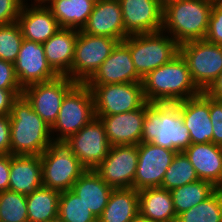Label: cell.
I'll list each match as a JSON object with an SVG mask.
<instances>
[{
    "label": "cell",
    "instance_id": "cell-20",
    "mask_svg": "<svg viewBox=\"0 0 222 222\" xmlns=\"http://www.w3.org/2000/svg\"><path fill=\"white\" fill-rule=\"evenodd\" d=\"M184 125L189 130L191 143L212 142L213 125L209 111V96L205 92L176 103Z\"/></svg>",
    "mask_w": 222,
    "mask_h": 222
},
{
    "label": "cell",
    "instance_id": "cell-12",
    "mask_svg": "<svg viewBox=\"0 0 222 222\" xmlns=\"http://www.w3.org/2000/svg\"><path fill=\"white\" fill-rule=\"evenodd\" d=\"M64 143L86 169L93 170L104 160L111 148L104 125L97 117Z\"/></svg>",
    "mask_w": 222,
    "mask_h": 222
},
{
    "label": "cell",
    "instance_id": "cell-43",
    "mask_svg": "<svg viewBox=\"0 0 222 222\" xmlns=\"http://www.w3.org/2000/svg\"><path fill=\"white\" fill-rule=\"evenodd\" d=\"M205 93L214 100L222 101V72Z\"/></svg>",
    "mask_w": 222,
    "mask_h": 222
},
{
    "label": "cell",
    "instance_id": "cell-21",
    "mask_svg": "<svg viewBox=\"0 0 222 222\" xmlns=\"http://www.w3.org/2000/svg\"><path fill=\"white\" fill-rule=\"evenodd\" d=\"M17 23L24 39L38 43L46 42L60 29L57 20L45 4L29 5L24 2Z\"/></svg>",
    "mask_w": 222,
    "mask_h": 222
},
{
    "label": "cell",
    "instance_id": "cell-30",
    "mask_svg": "<svg viewBox=\"0 0 222 222\" xmlns=\"http://www.w3.org/2000/svg\"><path fill=\"white\" fill-rule=\"evenodd\" d=\"M218 188L212 183L198 180L170 191L175 213L178 216L210 197Z\"/></svg>",
    "mask_w": 222,
    "mask_h": 222
},
{
    "label": "cell",
    "instance_id": "cell-40",
    "mask_svg": "<svg viewBox=\"0 0 222 222\" xmlns=\"http://www.w3.org/2000/svg\"><path fill=\"white\" fill-rule=\"evenodd\" d=\"M10 117L0 115V155L10 154Z\"/></svg>",
    "mask_w": 222,
    "mask_h": 222
},
{
    "label": "cell",
    "instance_id": "cell-19",
    "mask_svg": "<svg viewBox=\"0 0 222 222\" xmlns=\"http://www.w3.org/2000/svg\"><path fill=\"white\" fill-rule=\"evenodd\" d=\"M84 33L94 36H106L122 42L127 36L119 0H99L94 4Z\"/></svg>",
    "mask_w": 222,
    "mask_h": 222
},
{
    "label": "cell",
    "instance_id": "cell-47",
    "mask_svg": "<svg viewBox=\"0 0 222 222\" xmlns=\"http://www.w3.org/2000/svg\"><path fill=\"white\" fill-rule=\"evenodd\" d=\"M51 222H61L59 219H57V220H54V221H51Z\"/></svg>",
    "mask_w": 222,
    "mask_h": 222
},
{
    "label": "cell",
    "instance_id": "cell-33",
    "mask_svg": "<svg viewBox=\"0 0 222 222\" xmlns=\"http://www.w3.org/2000/svg\"><path fill=\"white\" fill-rule=\"evenodd\" d=\"M195 169L184 152H177L173 157L171 165L166 170L161 187L171 191L198 181Z\"/></svg>",
    "mask_w": 222,
    "mask_h": 222
},
{
    "label": "cell",
    "instance_id": "cell-42",
    "mask_svg": "<svg viewBox=\"0 0 222 222\" xmlns=\"http://www.w3.org/2000/svg\"><path fill=\"white\" fill-rule=\"evenodd\" d=\"M10 154L0 155V192L9 189Z\"/></svg>",
    "mask_w": 222,
    "mask_h": 222
},
{
    "label": "cell",
    "instance_id": "cell-13",
    "mask_svg": "<svg viewBox=\"0 0 222 222\" xmlns=\"http://www.w3.org/2000/svg\"><path fill=\"white\" fill-rule=\"evenodd\" d=\"M137 164L138 145H114L94 170L113 189H127L133 188Z\"/></svg>",
    "mask_w": 222,
    "mask_h": 222
},
{
    "label": "cell",
    "instance_id": "cell-32",
    "mask_svg": "<svg viewBox=\"0 0 222 222\" xmlns=\"http://www.w3.org/2000/svg\"><path fill=\"white\" fill-rule=\"evenodd\" d=\"M58 219L61 222H98L96 216L71 189L60 193Z\"/></svg>",
    "mask_w": 222,
    "mask_h": 222
},
{
    "label": "cell",
    "instance_id": "cell-27",
    "mask_svg": "<svg viewBox=\"0 0 222 222\" xmlns=\"http://www.w3.org/2000/svg\"><path fill=\"white\" fill-rule=\"evenodd\" d=\"M138 215V190L134 188L113 189L98 222H131Z\"/></svg>",
    "mask_w": 222,
    "mask_h": 222
},
{
    "label": "cell",
    "instance_id": "cell-15",
    "mask_svg": "<svg viewBox=\"0 0 222 222\" xmlns=\"http://www.w3.org/2000/svg\"><path fill=\"white\" fill-rule=\"evenodd\" d=\"M15 74L22 88L52 80L58 74L48 64L42 43L23 39L14 62Z\"/></svg>",
    "mask_w": 222,
    "mask_h": 222
},
{
    "label": "cell",
    "instance_id": "cell-3",
    "mask_svg": "<svg viewBox=\"0 0 222 222\" xmlns=\"http://www.w3.org/2000/svg\"><path fill=\"white\" fill-rule=\"evenodd\" d=\"M141 142L183 152L191 144L189 130L183 123L176 103H148Z\"/></svg>",
    "mask_w": 222,
    "mask_h": 222
},
{
    "label": "cell",
    "instance_id": "cell-2",
    "mask_svg": "<svg viewBox=\"0 0 222 222\" xmlns=\"http://www.w3.org/2000/svg\"><path fill=\"white\" fill-rule=\"evenodd\" d=\"M9 117L11 155H41L54 143L51 127L33 110L23 95L13 102Z\"/></svg>",
    "mask_w": 222,
    "mask_h": 222
},
{
    "label": "cell",
    "instance_id": "cell-29",
    "mask_svg": "<svg viewBox=\"0 0 222 222\" xmlns=\"http://www.w3.org/2000/svg\"><path fill=\"white\" fill-rule=\"evenodd\" d=\"M60 191L46 188L37 189L26 196L29 222H51L58 219Z\"/></svg>",
    "mask_w": 222,
    "mask_h": 222
},
{
    "label": "cell",
    "instance_id": "cell-46",
    "mask_svg": "<svg viewBox=\"0 0 222 222\" xmlns=\"http://www.w3.org/2000/svg\"><path fill=\"white\" fill-rule=\"evenodd\" d=\"M49 0H34V4H45L47 3Z\"/></svg>",
    "mask_w": 222,
    "mask_h": 222
},
{
    "label": "cell",
    "instance_id": "cell-38",
    "mask_svg": "<svg viewBox=\"0 0 222 222\" xmlns=\"http://www.w3.org/2000/svg\"><path fill=\"white\" fill-rule=\"evenodd\" d=\"M27 0H0V25L15 23Z\"/></svg>",
    "mask_w": 222,
    "mask_h": 222
},
{
    "label": "cell",
    "instance_id": "cell-39",
    "mask_svg": "<svg viewBox=\"0 0 222 222\" xmlns=\"http://www.w3.org/2000/svg\"><path fill=\"white\" fill-rule=\"evenodd\" d=\"M0 89L23 90L15 74L14 64L0 59Z\"/></svg>",
    "mask_w": 222,
    "mask_h": 222
},
{
    "label": "cell",
    "instance_id": "cell-35",
    "mask_svg": "<svg viewBox=\"0 0 222 222\" xmlns=\"http://www.w3.org/2000/svg\"><path fill=\"white\" fill-rule=\"evenodd\" d=\"M23 39L17 22L0 25V59L14 64Z\"/></svg>",
    "mask_w": 222,
    "mask_h": 222
},
{
    "label": "cell",
    "instance_id": "cell-17",
    "mask_svg": "<svg viewBox=\"0 0 222 222\" xmlns=\"http://www.w3.org/2000/svg\"><path fill=\"white\" fill-rule=\"evenodd\" d=\"M136 72L129 48L119 42L109 57L100 65L86 85L142 83Z\"/></svg>",
    "mask_w": 222,
    "mask_h": 222
},
{
    "label": "cell",
    "instance_id": "cell-36",
    "mask_svg": "<svg viewBox=\"0 0 222 222\" xmlns=\"http://www.w3.org/2000/svg\"><path fill=\"white\" fill-rule=\"evenodd\" d=\"M205 40L222 45V3L215 2L212 6Z\"/></svg>",
    "mask_w": 222,
    "mask_h": 222
},
{
    "label": "cell",
    "instance_id": "cell-14",
    "mask_svg": "<svg viewBox=\"0 0 222 222\" xmlns=\"http://www.w3.org/2000/svg\"><path fill=\"white\" fill-rule=\"evenodd\" d=\"M176 153L175 150L140 142L133 188L141 190L149 187H161L165 172Z\"/></svg>",
    "mask_w": 222,
    "mask_h": 222
},
{
    "label": "cell",
    "instance_id": "cell-37",
    "mask_svg": "<svg viewBox=\"0 0 222 222\" xmlns=\"http://www.w3.org/2000/svg\"><path fill=\"white\" fill-rule=\"evenodd\" d=\"M209 111L213 125L212 143L222 146V101L209 97Z\"/></svg>",
    "mask_w": 222,
    "mask_h": 222
},
{
    "label": "cell",
    "instance_id": "cell-8",
    "mask_svg": "<svg viewBox=\"0 0 222 222\" xmlns=\"http://www.w3.org/2000/svg\"><path fill=\"white\" fill-rule=\"evenodd\" d=\"M179 53L201 92H205L222 72V45L205 39L192 40L180 44Z\"/></svg>",
    "mask_w": 222,
    "mask_h": 222
},
{
    "label": "cell",
    "instance_id": "cell-45",
    "mask_svg": "<svg viewBox=\"0 0 222 222\" xmlns=\"http://www.w3.org/2000/svg\"><path fill=\"white\" fill-rule=\"evenodd\" d=\"M175 1H179V0H159L162 7L166 6L167 4H169L171 2H175Z\"/></svg>",
    "mask_w": 222,
    "mask_h": 222
},
{
    "label": "cell",
    "instance_id": "cell-28",
    "mask_svg": "<svg viewBox=\"0 0 222 222\" xmlns=\"http://www.w3.org/2000/svg\"><path fill=\"white\" fill-rule=\"evenodd\" d=\"M92 0H49L45 5L51 10L60 28L82 30L92 13Z\"/></svg>",
    "mask_w": 222,
    "mask_h": 222
},
{
    "label": "cell",
    "instance_id": "cell-9",
    "mask_svg": "<svg viewBox=\"0 0 222 222\" xmlns=\"http://www.w3.org/2000/svg\"><path fill=\"white\" fill-rule=\"evenodd\" d=\"M118 43L117 39L89 35L79 30L71 67V80L86 83Z\"/></svg>",
    "mask_w": 222,
    "mask_h": 222
},
{
    "label": "cell",
    "instance_id": "cell-18",
    "mask_svg": "<svg viewBox=\"0 0 222 222\" xmlns=\"http://www.w3.org/2000/svg\"><path fill=\"white\" fill-rule=\"evenodd\" d=\"M146 103L139 109L109 116H96L104 125L111 146L138 145L141 142Z\"/></svg>",
    "mask_w": 222,
    "mask_h": 222
},
{
    "label": "cell",
    "instance_id": "cell-48",
    "mask_svg": "<svg viewBox=\"0 0 222 222\" xmlns=\"http://www.w3.org/2000/svg\"><path fill=\"white\" fill-rule=\"evenodd\" d=\"M216 2L222 3V0H215Z\"/></svg>",
    "mask_w": 222,
    "mask_h": 222
},
{
    "label": "cell",
    "instance_id": "cell-7",
    "mask_svg": "<svg viewBox=\"0 0 222 222\" xmlns=\"http://www.w3.org/2000/svg\"><path fill=\"white\" fill-rule=\"evenodd\" d=\"M42 184L57 191L72 189L87 170L64 142L52 143L41 155Z\"/></svg>",
    "mask_w": 222,
    "mask_h": 222
},
{
    "label": "cell",
    "instance_id": "cell-5",
    "mask_svg": "<svg viewBox=\"0 0 222 222\" xmlns=\"http://www.w3.org/2000/svg\"><path fill=\"white\" fill-rule=\"evenodd\" d=\"M122 42L142 78L179 54V44L164 31L129 35Z\"/></svg>",
    "mask_w": 222,
    "mask_h": 222
},
{
    "label": "cell",
    "instance_id": "cell-34",
    "mask_svg": "<svg viewBox=\"0 0 222 222\" xmlns=\"http://www.w3.org/2000/svg\"><path fill=\"white\" fill-rule=\"evenodd\" d=\"M0 222H29L25 195L10 190L0 192Z\"/></svg>",
    "mask_w": 222,
    "mask_h": 222
},
{
    "label": "cell",
    "instance_id": "cell-24",
    "mask_svg": "<svg viewBox=\"0 0 222 222\" xmlns=\"http://www.w3.org/2000/svg\"><path fill=\"white\" fill-rule=\"evenodd\" d=\"M78 35L79 30L60 28L51 38L42 43L46 60L58 75H66L71 79V67Z\"/></svg>",
    "mask_w": 222,
    "mask_h": 222
},
{
    "label": "cell",
    "instance_id": "cell-1",
    "mask_svg": "<svg viewBox=\"0 0 222 222\" xmlns=\"http://www.w3.org/2000/svg\"><path fill=\"white\" fill-rule=\"evenodd\" d=\"M142 85L148 103H178L201 93L180 53L168 63L149 72L142 79Z\"/></svg>",
    "mask_w": 222,
    "mask_h": 222
},
{
    "label": "cell",
    "instance_id": "cell-10",
    "mask_svg": "<svg viewBox=\"0 0 222 222\" xmlns=\"http://www.w3.org/2000/svg\"><path fill=\"white\" fill-rule=\"evenodd\" d=\"M93 95L95 115L109 116L141 108L147 101L142 83L87 85Z\"/></svg>",
    "mask_w": 222,
    "mask_h": 222
},
{
    "label": "cell",
    "instance_id": "cell-31",
    "mask_svg": "<svg viewBox=\"0 0 222 222\" xmlns=\"http://www.w3.org/2000/svg\"><path fill=\"white\" fill-rule=\"evenodd\" d=\"M176 222H222V189L177 216Z\"/></svg>",
    "mask_w": 222,
    "mask_h": 222
},
{
    "label": "cell",
    "instance_id": "cell-11",
    "mask_svg": "<svg viewBox=\"0 0 222 222\" xmlns=\"http://www.w3.org/2000/svg\"><path fill=\"white\" fill-rule=\"evenodd\" d=\"M75 84L76 82L68 76L58 75L52 80L24 87L22 95L43 121L52 127L57 120L66 93Z\"/></svg>",
    "mask_w": 222,
    "mask_h": 222
},
{
    "label": "cell",
    "instance_id": "cell-22",
    "mask_svg": "<svg viewBox=\"0 0 222 222\" xmlns=\"http://www.w3.org/2000/svg\"><path fill=\"white\" fill-rule=\"evenodd\" d=\"M199 180L222 189V146L209 143H191L184 151Z\"/></svg>",
    "mask_w": 222,
    "mask_h": 222
},
{
    "label": "cell",
    "instance_id": "cell-41",
    "mask_svg": "<svg viewBox=\"0 0 222 222\" xmlns=\"http://www.w3.org/2000/svg\"><path fill=\"white\" fill-rule=\"evenodd\" d=\"M23 90H3L0 89V115H9L13 102L21 96Z\"/></svg>",
    "mask_w": 222,
    "mask_h": 222
},
{
    "label": "cell",
    "instance_id": "cell-4",
    "mask_svg": "<svg viewBox=\"0 0 222 222\" xmlns=\"http://www.w3.org/2000/svg\"><path fill=\"white\" fill-rule=\"evenodd\" d=\"M215 0H179L163 7L162 31L179 45L205 39Z\"/></svg>",
    "mask_w": 222,
    "mask_h": 222
},
{
    "label": "cell",
    "instance_id": "cell-26",
    "mask_svg": "<svg viewBox=\"0 0 222 222\" xmlns=\"http://www.w3.org/2000/svg\"><path fill=\"white\" fill-rule=\"evenodd\" d=\"M139 215L153 222H176L172 196L162 187H149L138 190Z\"/></svg>",
    "mask_w": 222,
    "mask_h": 222
},
{
    "label": "cell",
    "instance_id": "cell-23",
    "mask_svg": "<svg viewBox=\"0 0 222 222\" xmlns=\"http://www.w3.org/2000/svg\"><path fill=\"white\" fill-rule=\"evenodd\" d=\"M40 155H11L9 189L28 196L42 187Z\"/></svg>",
    "mask_w": 222,
    "mask_h": 222
},
{
    "label": "cell",
    "instance_id": "cell-25",
    "mask_svg": "<svg viewBox=\"0 0 222 222\" xmlns=\"http://www.w3.org/2000/svg\"><path fill=\"white\" fill-rule=\"evenodd\" d=\"M98 219L105 209L113 188L93 169H87L72 189Z\"/></svg>",
    "mask_w": 222,
    "mask_h": 222
},
{
    "label": "cell",
    "instance_id": "cell-16",
    "mask_svg": "<svg viewBox=\"0 0 222 222\" xmlns=\"http://www.w3.org/2000/svg\"><path fill=\"white\" fill-rule=\"evenodd\" d=\"M128 35L162 31L163 7L159 0H119Z\"/></svg>",
    "mask_w": 222,
    "mask_h": 222
},
{
    "label": "cell",
    "instance_id": "cell-44",
    "mask_svg": "<svg viewBox=\"0 0 222 222\" xmlns=\"http://www.w3.org/2000/svg\"><path fill=\"white\" fill-rule=\"evenodd\" d=\"M131 222H153L150 219L143 218L142 216H136Z\"/></svg>",
    "mask_w": 222,
    "mask_h": 222
},
{
    "label": "cell",
    "instance_id": "cell-6",
    "mask_svg": "<svg viewBox=\"0 0 222 222\" xmlns=\"http://www.w3.org/2000/svg\"><path fill=\"white\" fill-rule=\"evenodd\" d=\"M94 118L96 115L91 89L85 83H76L66 93L57 120L51 127L53 141H66Z\"/></svg>",
    "mask_w": 222,
    "mask_h": 222
}]
</instances>
